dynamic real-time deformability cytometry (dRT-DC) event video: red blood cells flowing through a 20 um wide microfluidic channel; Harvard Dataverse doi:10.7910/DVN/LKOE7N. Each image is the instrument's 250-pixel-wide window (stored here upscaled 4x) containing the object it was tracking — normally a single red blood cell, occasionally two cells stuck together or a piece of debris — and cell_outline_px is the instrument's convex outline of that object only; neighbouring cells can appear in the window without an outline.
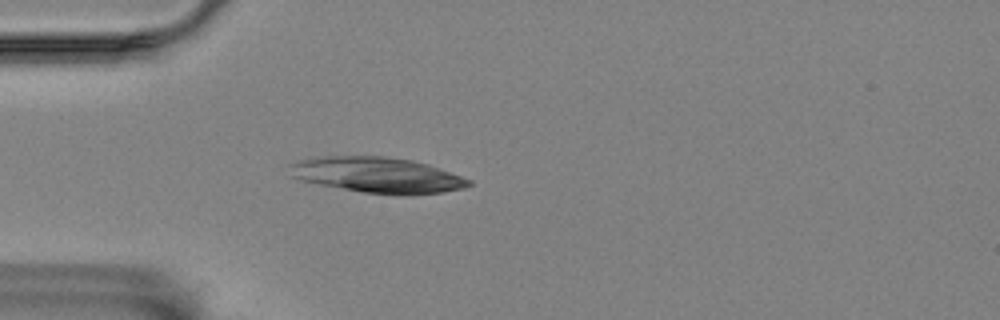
{"species": "Egyptian fruit bat (a non-hibernating species)", "species_latin": "Rousettus aegyptiacus", "temperature_condition": "room temperature", "stored_images_in_passage": 4, "camera_frame_rate_fps": 3000, "um_per_image_px": 0.085, "animal": {"sex": "female"}, "frame": {"image": 1, "passage_image": 4, "time_ms": 3.333, "image_size_px": [1000, 320], "cell_outline_px": [[472, 184], [464, 188], [444, 192], [364, 192], [320, 184], [304, 180], [292, 176], [288, 164], [312, 156], [384, 156], [412, 160], [428, 164], [472, 180]], "centroid_in_image_um": [32.03, 14.82], "position_along_channel_um": 53.0, "area_um2": 36.07}}